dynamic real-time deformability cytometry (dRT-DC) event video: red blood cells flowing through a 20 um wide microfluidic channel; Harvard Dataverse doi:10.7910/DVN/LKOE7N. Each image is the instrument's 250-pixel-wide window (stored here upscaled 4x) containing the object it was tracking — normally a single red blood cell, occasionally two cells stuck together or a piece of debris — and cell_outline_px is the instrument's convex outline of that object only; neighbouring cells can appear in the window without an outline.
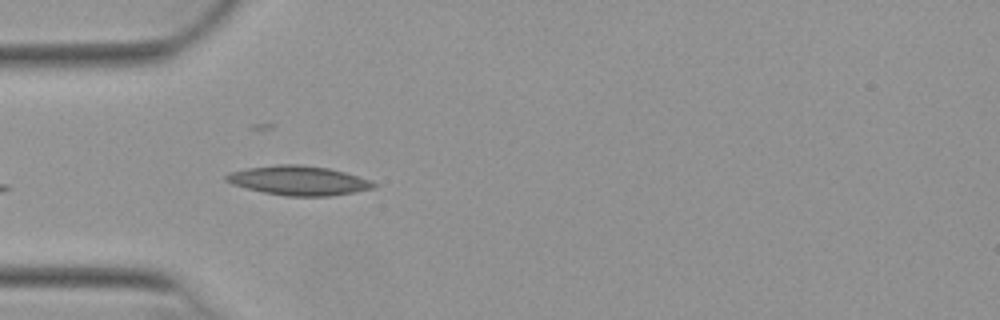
{"species": "Egyptian fruit bat (a non-hibernating species)", "species_latin": "Rousettus aegyptiacus", "temperature_condition": "warm", "stored_images_in_passage": 32, "camera_frame_rate_fps": 3000, "um_per_image_px": 0.085, "animal": {"sex": "female"}, "frame": {"image": 1, "passage_image": 2, "time_ms": 0.333, "image_size_px": [1000, 320], "cell_outline_px": [[376, 184], [372, 188], [352, 192], [328, 196], [284, 196], [264, 192], [232, 184], [224, 180], [224, 176], [232, 172], [248, 168], [280, 164], [300, 164], [328, 168], [344, 172], [372, 180]], "centroid_in_image_um": [25.38, 15.34], "position_along_channel_um": 59.6, "area_um2": 24.91}}
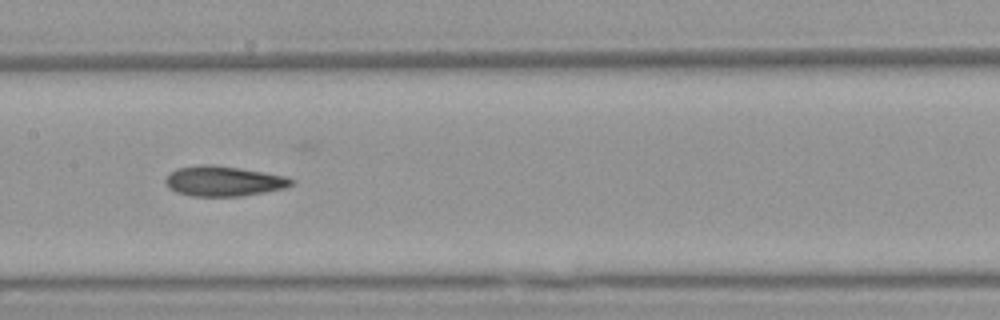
{"frame": {"image": 2, "passage_image": 12, "time_ms": 3.667, "image_size_px": [1000, 320], "cell_outline_px": [[296, 180], [292, 184], [284, 188], [244, 196], [192, 196], [176, 192], [168, 188], [164, 180], [176, 168], [200, 164], [216, 164], [288, 176]], "centroid_in_image_um": [19.02, 15.38], "position_along_channel_um": 188.4, "area_um2": 22.31}}
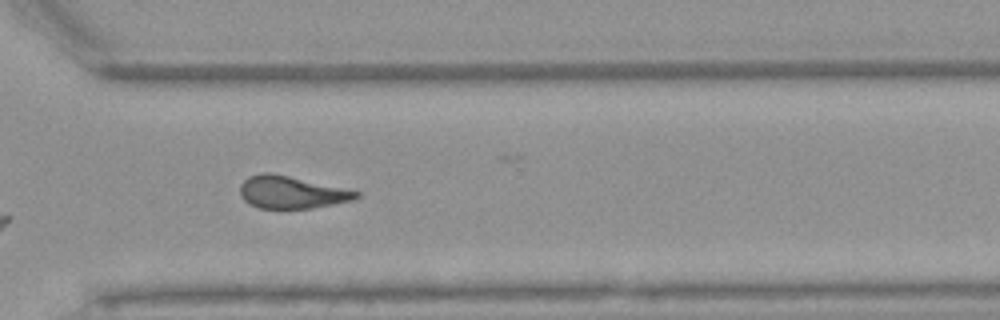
{"frame": {"image": 3, "passage_image": 24, "time_ms": 7.667, "image_size_px": [1000, 320], "cell_outline_px": [[360, 196], [352, 200], [312, 208], [260, 208], [244, 200], [240, 196], [240, 184], [248, 176], [264, 172], [272, 172], [360, 192]], "centroid_in_image_um": [24.74, 16.33], "position_along_channel_um": 345.9, "area_um2": 21.68}}